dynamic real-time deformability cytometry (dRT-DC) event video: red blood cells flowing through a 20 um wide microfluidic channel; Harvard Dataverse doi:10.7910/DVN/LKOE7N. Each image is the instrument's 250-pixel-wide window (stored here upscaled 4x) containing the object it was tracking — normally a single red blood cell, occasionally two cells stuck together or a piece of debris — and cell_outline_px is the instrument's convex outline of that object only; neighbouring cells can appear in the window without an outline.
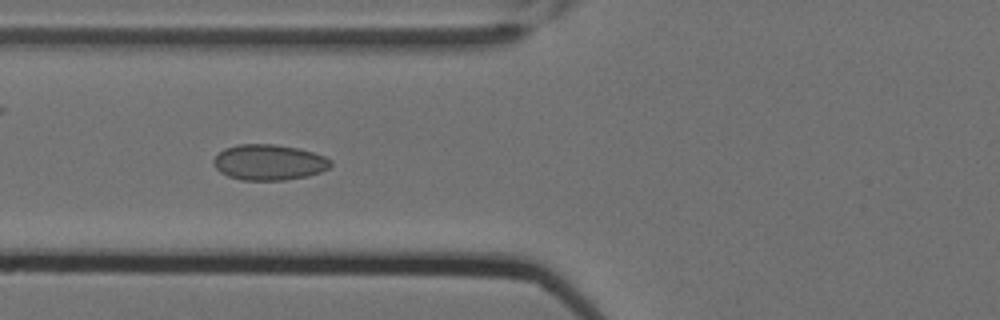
{"species": "Egyptian fruit bat (a non-hibernating species)", "species_latin": "Rousettus aegyptiacus", "temperature_condition": "cold", "stored_images_in_passage": 10, "camera_frame_rate_fps": 3000, "um_per_image_px": 0.085, "animal": {"sex": "female"}, "frame": {"image": 1, "passage_image": 5, "time_ms": 1.333, "image_size_px": [1000, 320], "cell_outline_px": [[332, 164], [328, 168], [320, 172], [308, 176], [284, 180], [240, 180], [228, 176], [220, 172], [212, 164], [212, 160], [224, 148], [236, 144], [272, 144], [296, 148], [312, 152], [324, 156], [332, 160]], "centroid_in_image_um": [22.84, 13.8], "position_along_channel_um": 103.0, "area_um2": 24.39}}
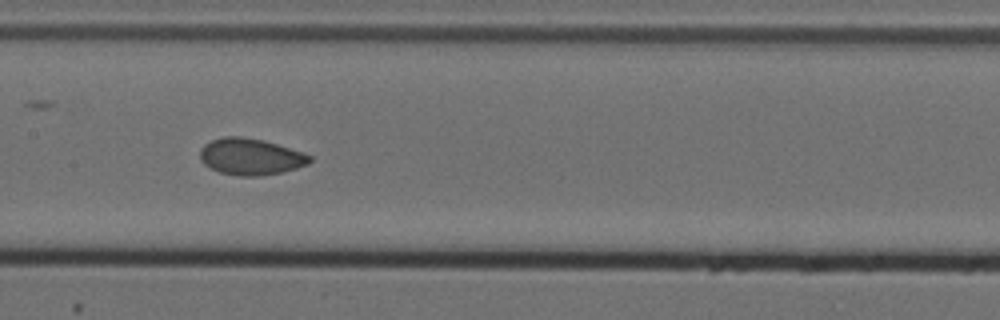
{"frame": {"image": 2, "passage_image": 7, "time_ms": 2.0, "image_size_px": [1000, 320], "cell_outline_px": [[312, 160], [308, 164], [296, 168], [280, 172], [260, 176], [240, 176], [220, 172], [204, 164], [200, 160], [200, 148], [204, 144], [212, 140], [224, 136], [240, 136], [264, 140], [304, 152], [312, 156]], "centroid_in_image_um": [21.31, 13.31], "position_along_channel_um": 186.1, "area_um2": 23.41}}
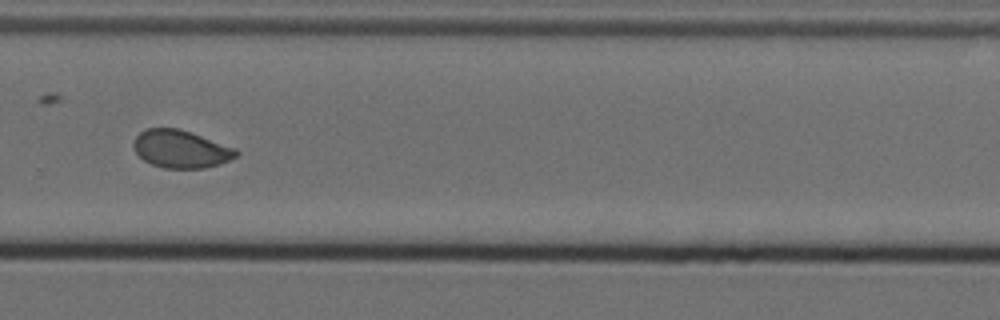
{"frame": {"image": 3, "passage_image": 10, "time_ms": 3.0, "image_size_px": [1000, 320], "cell_outline_px": [[240, 152], [236, 156], [220, 164], [204, 168], [164, 168], [152, 164], [144, 160], [132, 148], [132, 144], [136, 136], [140, 132], [148, 128], [180, 128], [236, 148]], "centroid_in_image_um": [15.36, 12.66], "position_along_channel_um": 314.4, "area_um2": 22.6}}